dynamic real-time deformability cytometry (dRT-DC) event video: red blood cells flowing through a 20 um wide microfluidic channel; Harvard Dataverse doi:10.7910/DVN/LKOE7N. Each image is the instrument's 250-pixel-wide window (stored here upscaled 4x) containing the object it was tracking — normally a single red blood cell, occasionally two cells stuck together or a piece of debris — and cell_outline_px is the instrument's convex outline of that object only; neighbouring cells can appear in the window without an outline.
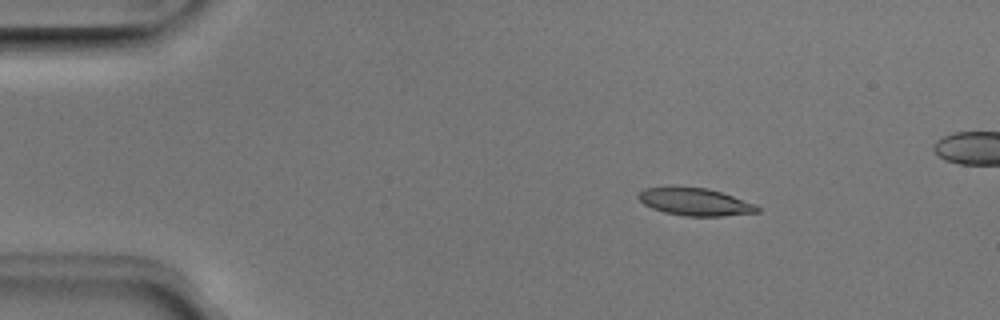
{"species": "Egyptian fruit bat (a non-hibernating species)", "species_latin": "Rousettus aegyptiacus", "temperature_condition": "room temperature", "stored_images_in_passage": 5, "camera_frame_rate_fps": 3000, "um_per_image_px": 0.085, "animal": {"sex": "male"}, "frame": {"image": 1, "passage_image": 2, "time_ms": 0.333, "image_size_px": [1000, 320], "cell_outline_px": [[760, 212], [724, 216], [684, 216], [664, 212], [652, 208], [644, 204], [636, 196], [644, 188], [668, 184], [708, 188], [756, 204], [760, 208]], "centroid_in_image_um": [59.02, 17.12], "position_along_channel_um": 26.0, "area_um2": 19.65}}